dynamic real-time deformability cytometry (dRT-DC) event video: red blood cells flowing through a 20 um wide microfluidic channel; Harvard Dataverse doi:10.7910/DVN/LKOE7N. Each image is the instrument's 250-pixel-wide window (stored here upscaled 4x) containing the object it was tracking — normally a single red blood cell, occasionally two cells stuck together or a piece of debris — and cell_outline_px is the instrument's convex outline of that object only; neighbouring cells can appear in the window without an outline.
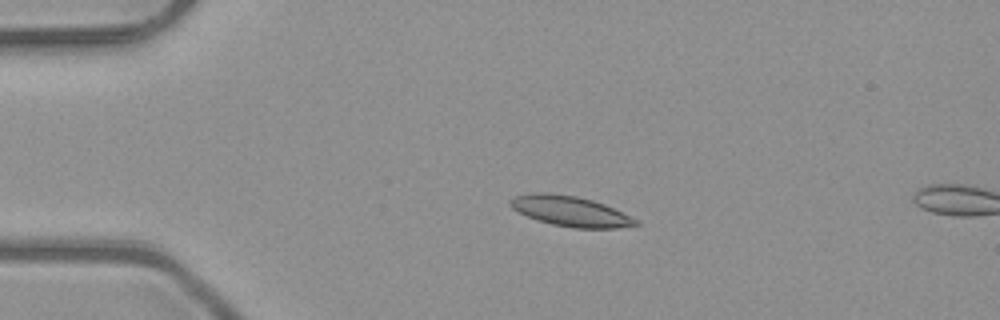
{"species": "common noctule bat (a hibernating species)", "species_latin": "Nyctalus noctula", "temperature_condition": "room temperature", "stored_images_in_passage": 3, "camera_frame_rate_fps": 3000, "um_per_image_px": 0.085, "animal": {"sex": "male", "body_mass_g": 23.1, "forearm_length_mm": 52.7}, "frame": {"image": 1, "passage_image": 1, "time_ms": 0.0, "image_size_px": [1000, 320], "cell_outline_px": [[640, 224], [616, 228], [572, 228], [552, 224], [536, 220], [512, 208], [508, 204], [508, 200], [516, 196], [532, 192], [544, 192], [576, 196], [592, 200], [604, 204], [636, 220]], "centroid_in_image_um": [48.41, 17.94], "position_along_channel_um": 36.6, "area_um2": 21.85}}